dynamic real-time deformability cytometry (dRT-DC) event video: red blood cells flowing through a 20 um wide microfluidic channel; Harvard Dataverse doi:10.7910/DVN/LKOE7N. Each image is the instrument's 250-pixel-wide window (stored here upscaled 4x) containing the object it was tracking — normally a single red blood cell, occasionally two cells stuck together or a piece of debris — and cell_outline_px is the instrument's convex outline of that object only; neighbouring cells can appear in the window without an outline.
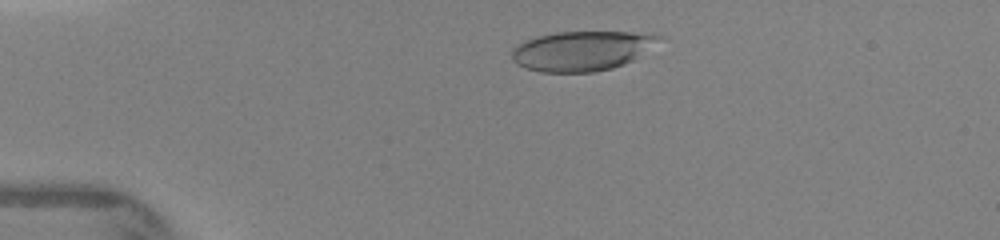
{"species": "human", "species_latin": "Homo sapiens", "temperature_condition": "warm", "stored_images_in_passage": 72, "camera_frame_rate_fps": 3000, "um_per_image_px": 0.085, "donor": {"sex": "female"}, "frame": {"image": 1, "passage_image": 8, "time_ms": 2.333, "image_size_px": [1000, 240], "cell_outline_px": [[668, 36], [632, 60], [624, 64], [612, 68], [592, 72], [540, 72], [524, 68], [516, 64], [512, 60], [512, 48], [524, 40], [536, 36], [556, 32], [632, 32]], "centroid_in_image_um": [49.44, 4.31], "position_along_channel_um": 35.6, "area_um2": 34.22}}
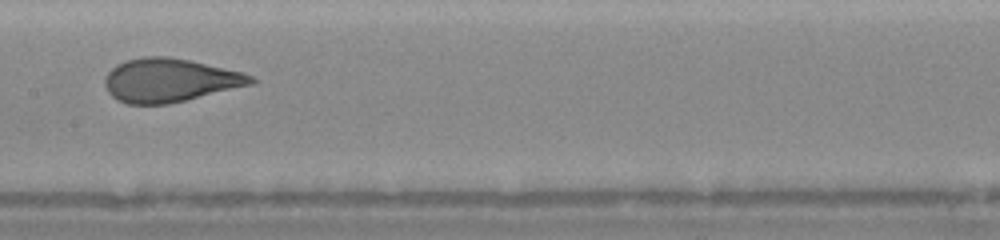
{"frame": {"image": 2, "passage_image": 37, "time_ms": 7.0, "image_size_px": [1000, 240], "cell_outline_px": [[256, 80], [252, 84], [168, 104], [128, 104], [116, 100], [108, 92], [104, 84], [104, 76], [116, 64], [124, 60], [144, 56], [168, 56], [188, 60], [244, 72], [252, 76]], "centroid_in_image_um": [14.38, 6.81], "position_along_channel_um": 193.0, "area_um2": 37.05}}
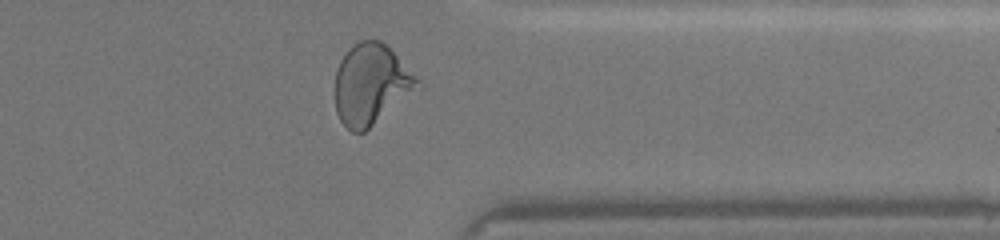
{"frame": {"image": 3, "passage_image": 67, "time_ms": 11.333, "image_size_px": [1000, 240], "cell_outline_px": [[424, 88], [364, 132], [352, 132], [340, 120], [336, 112], [336, 68], [340, 60], [348, 48], [352, 44], [360, 40], [380, 40], [424, 84]], "centroid_in_image_um": [31.59, 7.2], "position_along_channel_um": 379.8, "area_um2": 39.19}}